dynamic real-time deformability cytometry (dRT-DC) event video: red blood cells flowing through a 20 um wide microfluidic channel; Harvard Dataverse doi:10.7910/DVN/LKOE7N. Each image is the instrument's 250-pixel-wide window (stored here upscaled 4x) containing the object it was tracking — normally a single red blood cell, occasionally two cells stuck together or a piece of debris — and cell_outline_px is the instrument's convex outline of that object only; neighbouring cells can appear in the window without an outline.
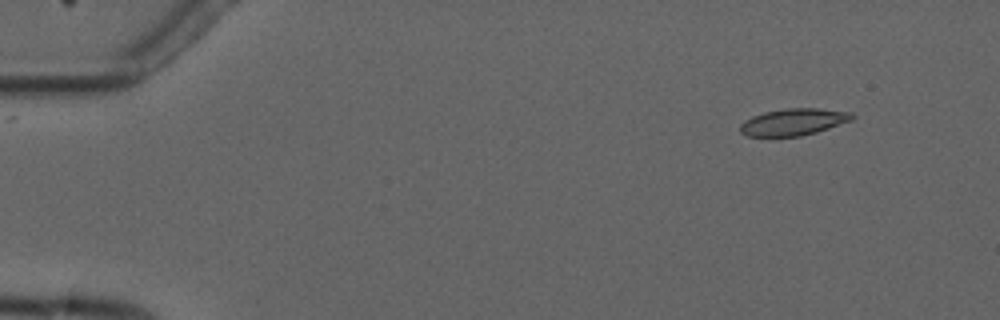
{"species": "common noctule bat (a hibernating species)", "species_latin": "Nyctalus noctula", "temperature_condition": "cold", "stored_images_in_passage": 5, "camera_frame_rate_fps": 3000, "um_per_image_px": 0.085, "animal": {"sex": "male", "forearm_length_mm": 52.5}, "frame": {"image": 1, "passage_image": 2, "time_ms": 1.0, "image_size_px": [1000, 320], "cell_outline_px": [[856, 116], [852, 120], [816, 132], [800, 136], [748, 136], [740, 132], [740, 124], [744, 120], [752, 116], [764, 112], [784, 108], [816, 108], [852, 112]], "centroid_in_image_um": [67.44, 10.36], "position_along_channel_um": 17.6, "area_um2": 17.51}}